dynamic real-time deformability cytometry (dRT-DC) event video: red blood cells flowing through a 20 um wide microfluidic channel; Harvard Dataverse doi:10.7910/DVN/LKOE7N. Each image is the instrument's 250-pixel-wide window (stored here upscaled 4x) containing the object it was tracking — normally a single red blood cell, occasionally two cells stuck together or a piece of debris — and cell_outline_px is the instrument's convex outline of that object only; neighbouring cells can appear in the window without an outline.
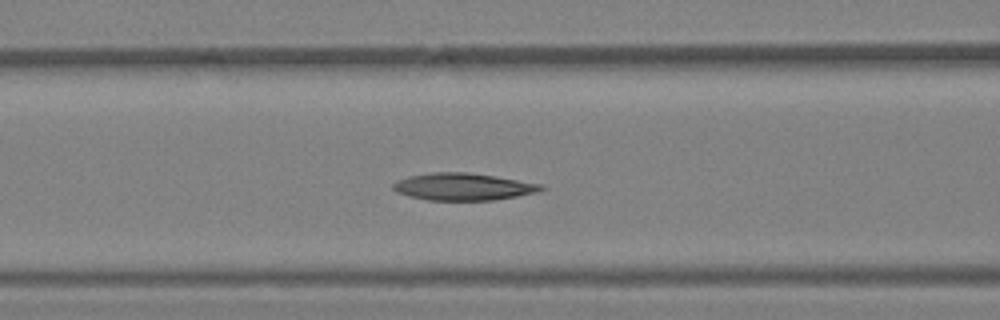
{"species": "Egyptian fruit bat (a non-hibernating species)", "species_latin": "Rousettus aegyptiacus", "temperature_condition": "warm", "stored_images_in_passage": 32, "camera_frame_rate_fps": 3000, "um_per_image_px": 0.085, "animal": {"sex": "female"}, "frame": {"image": 1, "passage_image": 13, "time_ms": 4.0, "image_size_px": [1000, 320], "cell_outline_px": [[544, 188], [536, 192], [516, 196], [492, 200], [428, 200], [408, 196], [396, 192], [392, 188], [392, 184], [396, 180], [408, 176], [432, 172], [468, 172], [496, 176], [540, 184]], "centroid_in_image_um": [39.29, 15.86], "position_along_channel_um": 127.3, "area_um2": 23.35}}
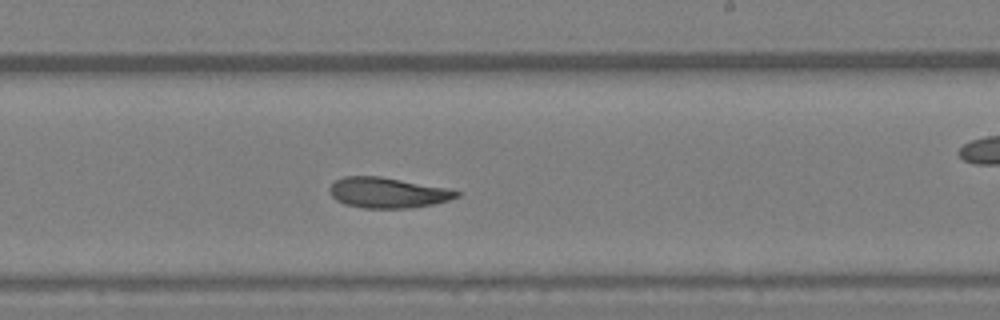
{"frame": {"image": 2, "passage_image": 20, "time_ms": 6.333, "image_size_px": [1000, 320], "cell_outline_px": [[460, 196], [448, 200], [432, 204], [408, 208], [364, 208], [344, 204], [336, 200], [328, 192], [328, 188], [336, 180], [344, 176], [380, 176], [448, 188], [460, 192]], "centroid_in_image_um": [32.92, 16.37], "position_along_channel_um": 256.1, "area_um2": 22.54}}
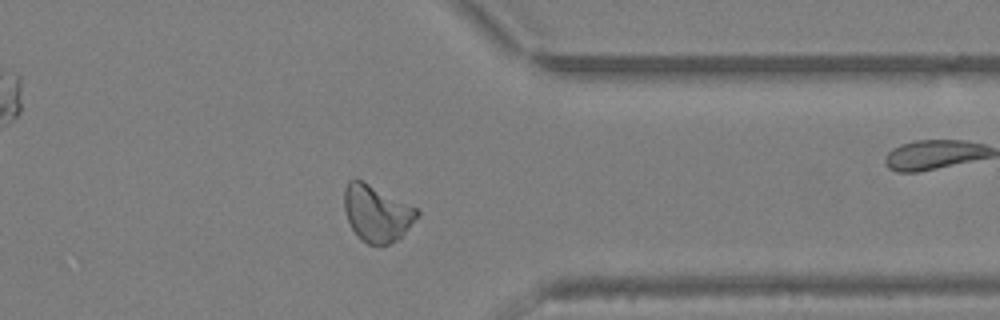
{"frame": {"image": 3, "passage_image": 27, "time_ms": 8.667, "image_size_px": [1000, 320], "cell_outline_px": [[420, 216], [396, 240], [388, 244], [368, 244], [360, 240], [356, 236], [348, 220], [344, 208], [344, 188], [348, 180], [356, 176], [420, 208]], "centroid_in_image_um": [32.03, 18.07], "position_along_channel_um": 379.4, "area_um2": 24.62}}